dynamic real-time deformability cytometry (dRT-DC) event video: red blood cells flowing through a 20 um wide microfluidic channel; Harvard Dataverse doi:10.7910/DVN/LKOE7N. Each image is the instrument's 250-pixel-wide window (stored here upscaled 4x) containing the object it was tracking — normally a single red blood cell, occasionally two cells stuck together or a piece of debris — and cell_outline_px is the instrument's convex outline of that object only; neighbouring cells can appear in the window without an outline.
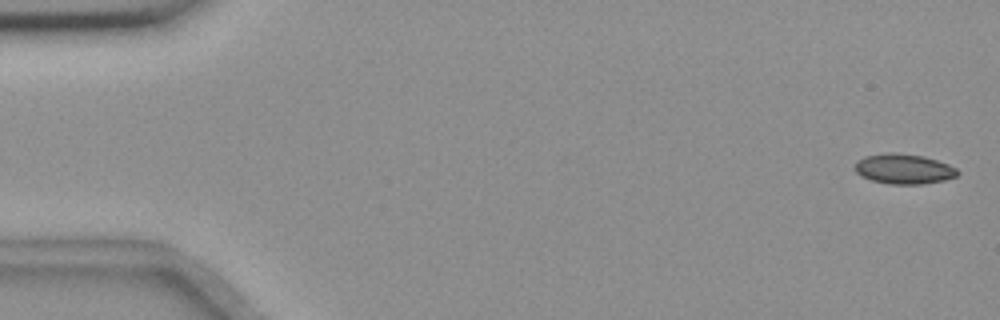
{"species": "common noctule bat (a hibernating species)", "species_latin": "Nyctalus noctula", "temperature_condition": "room temperature", "stored_images_in_passage": 56, "camera_frame_rate_fps": 3000, "um_per_image_px": 0.085, "animal": {"sex": "female", "body_mass_g": 18.4}, "frame": {"image": 1, "passage_image": 2, "time_ms": 0.333, "image_size_px": [1000, 320], "cell_outline_px": [[960, 172], [956, 176], [944, 180], [924, 184], [888, 184], [872, 180], [860, 176], [856, 172], [856, 160], [864, 156], [888, 152], [896, 152], [924, 156], [948, 164], [956, 168]], "centroid_in_image_um": [76.81, 14.35], "position_along_channel_um": 8.2, "area_um2": 18.09}}
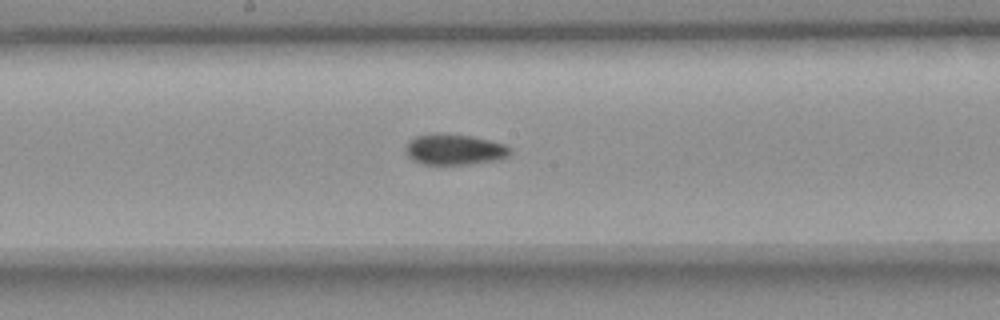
{"frame": {"image": 2, "passage_image": 30, "time_ms": 9.667, "image_size_px": [1000, 320], "cell_outline_px": [[512, 152], [508, 156], [500, 160], [468, 164], [424, 164], [412, 160], [408, 156], [404, 148], [408, 140], [416, 136], [432, 132], [440, 132], [472, 136], [504, 144], [512, 148]], "centroid_in_image_um": [38.61, 12.69], "position_along_channel_um": 209.6, "area_um2": 19.13}}
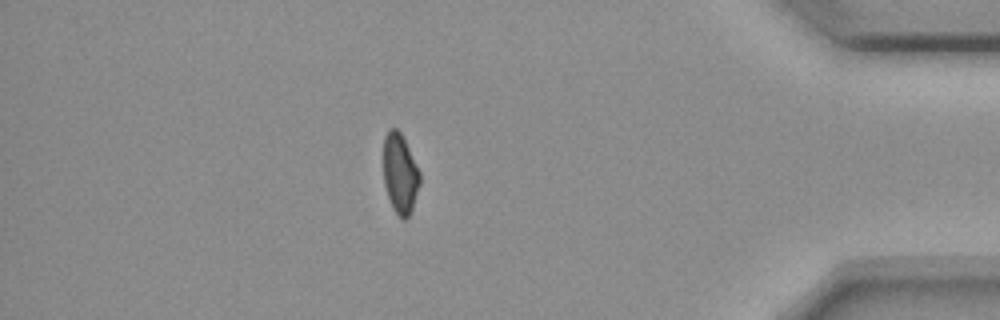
{"frame": {"image": 3, "passage_image": 49, "time_ms": 16.0, "image_size_px": [1000, 320], "cell_outline_px": [[420, 184], [412, 208], [408, 216], [404, 220], [392, 208], [384, 184], [384, 136], [388, 128], [396, 128], [400, 132], [420, 172]], "centroid_in_image_um": [34.0, 14.74], "position_along_channel_um": 401.2, "area_um2": 16.7}, "authors_computed_cell_mechanics": {"area_um2": 18.207, "velocity_mm_per_s": 3.6641, "shape_relaxation_time_tau1_ms": null, "shape_relaxation_time_tau2_ms": 5.5886, "deformation_change_tau1": null, "deformation_change_tau2": 0.082}}